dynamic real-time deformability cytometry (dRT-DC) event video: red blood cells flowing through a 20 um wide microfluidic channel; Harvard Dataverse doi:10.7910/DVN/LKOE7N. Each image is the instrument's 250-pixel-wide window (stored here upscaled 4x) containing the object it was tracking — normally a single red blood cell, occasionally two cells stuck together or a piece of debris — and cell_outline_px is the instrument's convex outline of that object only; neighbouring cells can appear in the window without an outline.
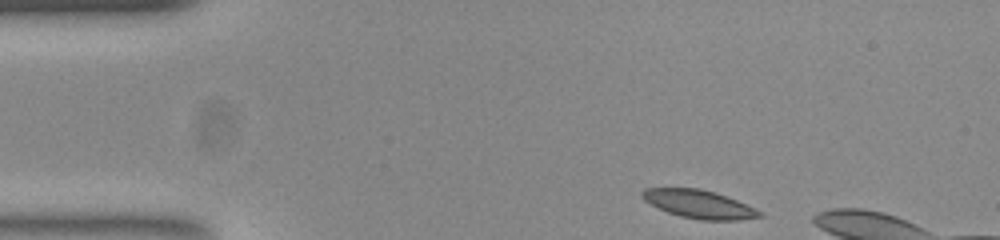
{"species": "common noctule bat (a hibernating species)", "species_latin": "Nyctalus noctula", "temperature_condition": "room temperature", "stored_images_in_passage": 6, "camera_frame_rate_fps": 3000, "um_per_image_px": 0.085, "animal": {"sex": "female", "body_mass_g": 23.0, "forearm_length_mm": 53.4}, "frame": {"image": 1, "passage_image": 1, "time_ms": 0.0, "image_size_px": [1000, 240], "cell_outline_px": [[764, 216], [736, 220], [700, 220], [680, 216], [668, 212], [644, 200], [640, 196], [640, 192], [644, 188], [700, 188], [736, 200], [756, 208], [764, 212]], "centroid_in_image_um": [59.42, 17.35], "position_along_channel_um": 25.6, "area_um2": 19.19}}